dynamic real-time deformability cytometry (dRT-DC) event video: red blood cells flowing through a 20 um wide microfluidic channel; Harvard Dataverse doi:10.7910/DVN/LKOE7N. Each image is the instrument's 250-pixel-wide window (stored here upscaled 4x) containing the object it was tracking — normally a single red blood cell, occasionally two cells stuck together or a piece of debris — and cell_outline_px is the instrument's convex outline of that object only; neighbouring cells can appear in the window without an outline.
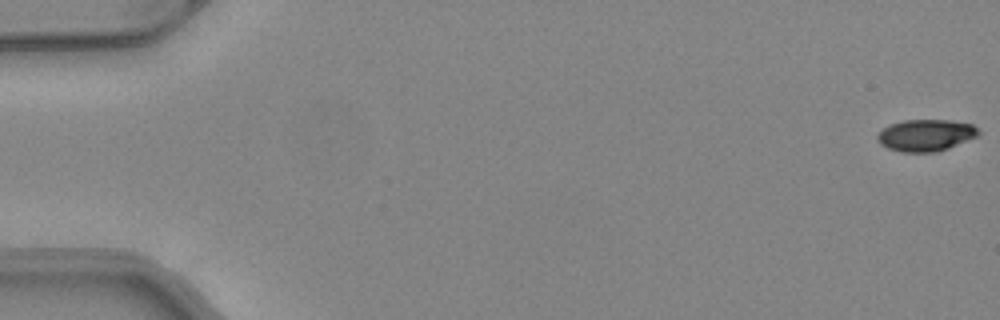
{"species": "common noctule bat (a hibernating species)", "species_latin": "Nyctalus noctula", "temperature_condition": "warm", "stored_images_in_passage": 11, "camera_frame_rate_fps": 3000, "um_per_image_px": 0.085, "animal": {"sex": "female", "body_mass_g": 24.6, "forearm_length_mm": 56.2}, "frame": {"image": 1, "passage_image": 1, "time_ms": 0.0, "image_size_px": [1000, 320], "cell_outline_px": [[980, 136], [948, 148], [936, 152], [900, 152], [888, 148], [880, 144], [876, 140], [876, 136], [884, 128], [892, 124], [904, 120], [948, 120], [972, 124], [980, 132]], "centroid_in_image_um": [78.7, 11.5], "position_along_channel_um": 6.3, "area_um2": 18.73}}